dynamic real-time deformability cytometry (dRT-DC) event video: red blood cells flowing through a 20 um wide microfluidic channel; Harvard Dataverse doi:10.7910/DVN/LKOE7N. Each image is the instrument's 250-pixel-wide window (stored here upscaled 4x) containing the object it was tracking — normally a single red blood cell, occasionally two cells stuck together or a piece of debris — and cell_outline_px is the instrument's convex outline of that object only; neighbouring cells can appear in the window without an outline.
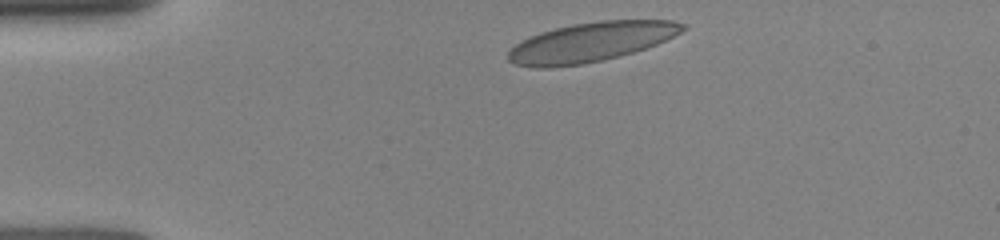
{"species": "human", "species_latin": "Homo sapiens", "temperature_condition": "room temperature", "stored_images_in_passage": 7, "camera_frame_rate_fps": 3000, "um_per_image_px": 0.085, "donor": {"sex": "female"}, "frame": {"image": 1, "passage_image": 1, "time_ms": 0.0, "image_size_px": [1000, 240], "cell_outline_px": [[688, 28], [656, 44], [632, 52], [600, 60], [580, 64], [548, 68], [532, 68], [516, 64], [508, 60], [508, 52], [520, 40], [540, 32], [572, 24], [600, 20], [672, 20], [684, 24]], "centroid_in_image_um": [50.19, 3.57], "position_along_channel_um": 34.8, "area_um2": 39.71}}
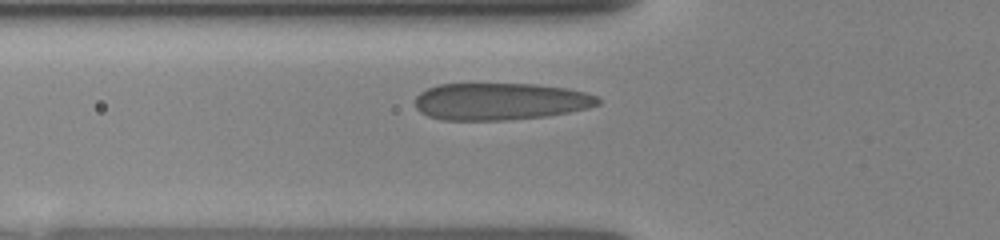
{"frame": {"image": 2, "passage_image": 5, "time_ms": 2.333, "image_size_px": [1000, 240], "cell_outline_px": [[600, 104], [588, 108], [548, 116], [504, 120], [444, 120], [428, 116], [420, 112], [416, 108], [416, 96], [420, 92], [428, 88], [440, 84], [536, 84], [568, 88], [584, 92], [596, 96], [600, 100]], "centroid_in_image_um": [42.53, 8.62], "position_along_channel_um": 83.3, "area_um2": 39.59}}
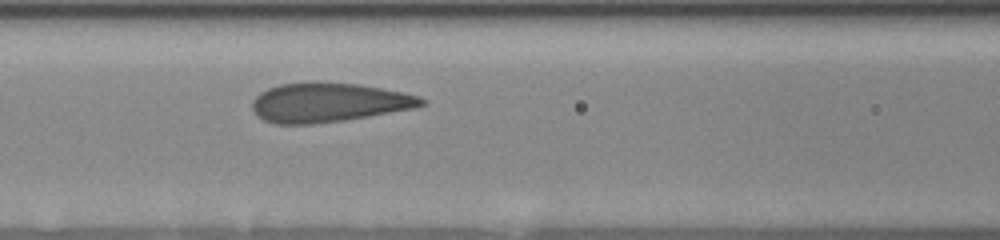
{"frame": {"image": 3, "passage_image": 7, "time_ms": 3.667, "image_size_px": [1000, 240], "cell_outline_px": [[428, 104], [416, 108], [344, 120], [312, 124], [276, 124], [264, 120], [256, 116], [252, 108], [252, 100], [260, 92], [268, 88], [280, 84], [360, 84], [404, 92], [420, 96]], "centroid_in_image_um": [27.95, 8.74], "position_along_channel_um": 138.7, "area_um2": 38.21}}